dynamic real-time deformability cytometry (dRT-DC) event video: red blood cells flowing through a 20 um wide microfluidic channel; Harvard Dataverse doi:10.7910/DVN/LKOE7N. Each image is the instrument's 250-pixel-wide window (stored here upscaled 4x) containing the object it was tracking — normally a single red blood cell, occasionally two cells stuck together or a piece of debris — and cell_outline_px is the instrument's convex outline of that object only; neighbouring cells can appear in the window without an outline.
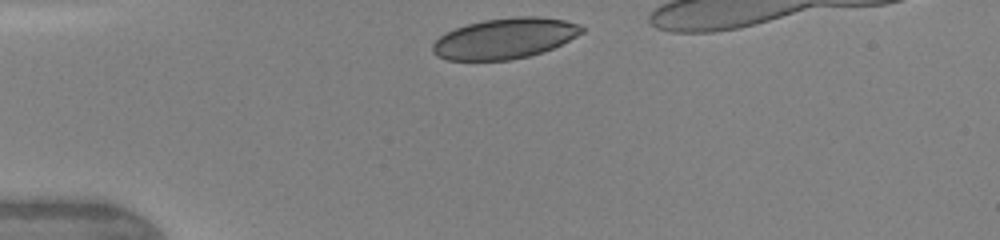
{"species": "human", "species_latin": "Homo sapiens", "temperature_condition": "warm", "stored_images_in_passage": 5, "camera_frame_rate_fps": 3000, "um_per_image_px": 0.085, "donor": {"sex": "female"}, "frame": {"image": 1, "passage_image": 1, "time_ms": 0.0, "image_size_px": [1000, 240], "cell_outline_px": [[584, 32], [544, 52], [528, 56], [508, 60], [448, 60], [436, 56], [432, 52], [432, 44], [444, 32], [468, 24], [484, 20], [512, 16], [536, 16], [564, 20], [580, 24], [584, 28]], "centroid_in_image_um": [42.89, 3.26], "position_along_channel_um": 42.1, "area_um2": 35.32}}
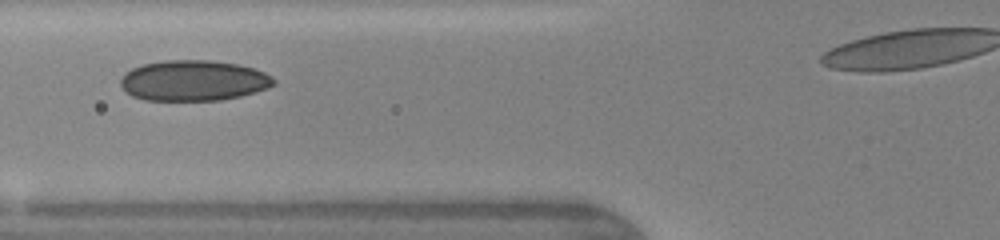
{"frame": {"image": 2, "passage_image": 3, "time_ms": 2.333, "image_size_px": [1000, 240], "cell_outline_px": [[276, 84], [268, 88], [256, 92], [240, 96], [220, 100], [144, 100], [132, 96], [124, 92], [120, 84], [120, 80], [124, 72], [132, 68], [144, 64], [164, 60], [208, 60], [236, 64], [252, 68], [264, 72], [272, 76], [276, 80]], "centroid_in_image_um": [16.43, 6.85], "position_along_channel_um": 109.4, "area_um2": 36.41}}